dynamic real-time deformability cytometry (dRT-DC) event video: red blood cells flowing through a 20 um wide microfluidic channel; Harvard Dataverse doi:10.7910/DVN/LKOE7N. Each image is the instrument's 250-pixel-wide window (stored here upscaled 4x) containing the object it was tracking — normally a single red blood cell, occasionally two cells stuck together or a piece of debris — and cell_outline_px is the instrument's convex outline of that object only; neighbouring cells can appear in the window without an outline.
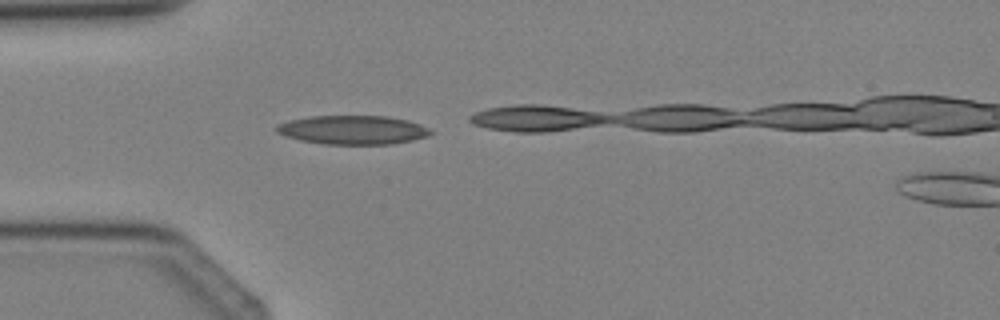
{"species": "Egyptian fruit bat (a non-hibernating species)", "species_latin": "Rousettus aegyptiacus", "temperature_condition": "cold", "stored_images_in_passage": 2, "camera_frame_rate_fps": 3000, "um_per_image_px": 0.085, "animal": {"sex": "female"}, "frame": {"image": 1, "passage_image": 1, "time_ms": 0.0, "image_size_px": [1000, 320], "cell_outline_px": [[436, 132], [428, 136], [412, 140], [392, 144], [324, 144], [300, 140], [276, 132], [276, 124], [288, 120], [312, 116], [388, 116], [408, 120], [420, 124]], "centroid_in_image_um": [30.02, 11.04], "position_along_channel_um": 55.0, "area_um2": 26.01}}